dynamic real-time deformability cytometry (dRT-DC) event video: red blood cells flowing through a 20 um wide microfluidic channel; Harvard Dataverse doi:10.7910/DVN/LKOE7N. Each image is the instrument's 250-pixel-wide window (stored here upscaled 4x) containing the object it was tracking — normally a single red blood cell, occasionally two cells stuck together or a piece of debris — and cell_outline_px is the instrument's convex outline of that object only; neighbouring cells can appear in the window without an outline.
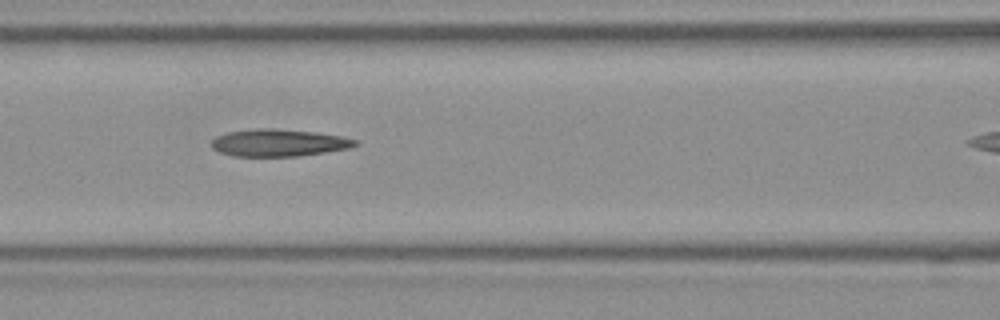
{"species": "Egyptian fruit bat (a non-hibernating species)", "species_latin": "Rousettus aegyptiacus", "temperature_condition": "room temperature", "stored_images_in_passage": 6, "segment_of_instrument_passage": [1, 2], "camera_frame_rate_fps": 3000, "um_per_image_px": 0.085, "frame": {"image": 1, "passage_image": 4, "time_ms": 1.0, "image_size_px": [1000, 320], "cell_outline_px": [[360, 144], [348, 148], [300, 156], [232, 156], [220, 152], [212, 148], [212, 140], [216, 136], [228, 132], [256, 128], [276, 128], [316, 132], [340, 136], [360, 140]], "centroid_in_image_um": [23.71, 12.13], "position_along_channel_um": 142.9, "area_um2": 22.89}}
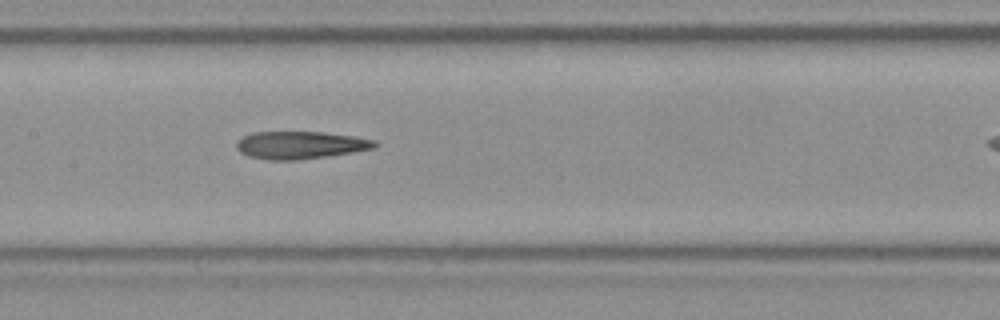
{"frame": {"image": 2, "passage_image": 5, "time_ms": 1.333, "image_size_px": [1000, 320], "cell_outline_px": [[380, 144], [376, 148], [352, 152], [296, 160], [268, 160], [248, 156], [240, 152], [236, 148], [236, 140], [252, 132], [324, 132], [356, 136], [376, 140]], "centroid_in_image_um": [25.54, 12.32], "position_along_channel_um": 181.9, "area_um2": 22.37}}